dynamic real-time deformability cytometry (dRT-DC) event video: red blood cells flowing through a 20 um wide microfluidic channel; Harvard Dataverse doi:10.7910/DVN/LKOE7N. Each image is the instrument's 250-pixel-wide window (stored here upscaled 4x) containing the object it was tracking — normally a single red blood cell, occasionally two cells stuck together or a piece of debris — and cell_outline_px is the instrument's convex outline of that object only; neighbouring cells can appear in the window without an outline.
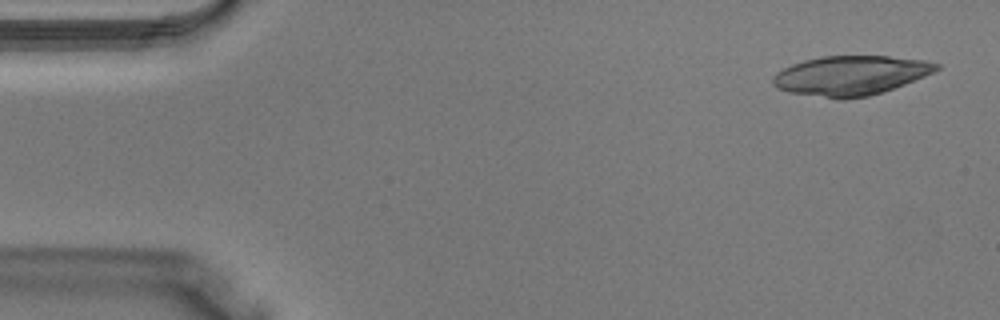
{"species": "Egyptian fruit bat (a non-hibernating species)", "species_latin": "Rousettus aegyptiacus", "temperature_condition": "warm", "stored_images_in_passage": 11, "camera_frame_rate_fps": 3000, "um_per_image_px": 0.085, "animal": {"sex": "male"}, "frame": {"image": 1, "passage_image": 2, "time_ms": 0.333, "image_size_px": [1000, 320], "cell_outline_px": [[940, 68], [924, 76], [904, 84], [868, 96], [844, 100], [840, 100], [788, 92], [776, 88], [772, 84], [772, 80], [776, 72], [792, 64], [804, 60], [824, 56], [888, 56], [924, 60], [940, 64]], "centroid_in_image_um": [72.26, 6.42], "position_along_channel_um": 12.7, "area_um2": 37.57}}